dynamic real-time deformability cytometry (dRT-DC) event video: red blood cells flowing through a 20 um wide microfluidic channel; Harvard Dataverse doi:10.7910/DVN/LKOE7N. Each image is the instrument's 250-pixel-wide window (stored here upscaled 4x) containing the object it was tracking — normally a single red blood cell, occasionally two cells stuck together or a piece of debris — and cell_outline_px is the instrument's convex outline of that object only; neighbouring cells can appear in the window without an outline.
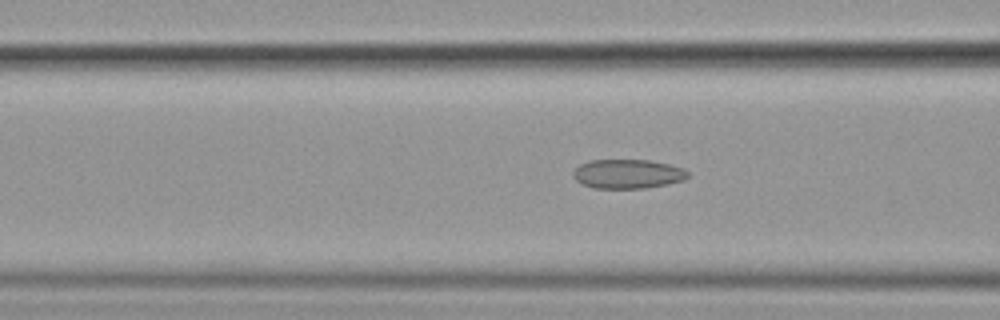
{"species": "common noctule bat (a hibernating species)", "species_latin": "Nyctalus noctula", "temperature_condition": "cold", "stored_images_in_passage": 38, "camera_frame_rate_fps": 3000, "um_per_image_px": 0.085, "animal": {"sex": "female", "body_mass_g": 19.9}, "frame": {"image": 1, "passage_image": 9, "time_ms": 2.667, "image_size_px": [1000, 320], "cell_outline_px": [[688, 176], [684, 180], [668, 184], [644, 188], [592, 188], [576, 180], [572, 176], [572, 172], [580, 164], [588, 160], [648, 160], [668, 164], [684, 168], [688, 172]], "centroid_in_image_um": [53.34, 14.78], "position_along_channel_um": 113.3, "area_um2": 19.54}}
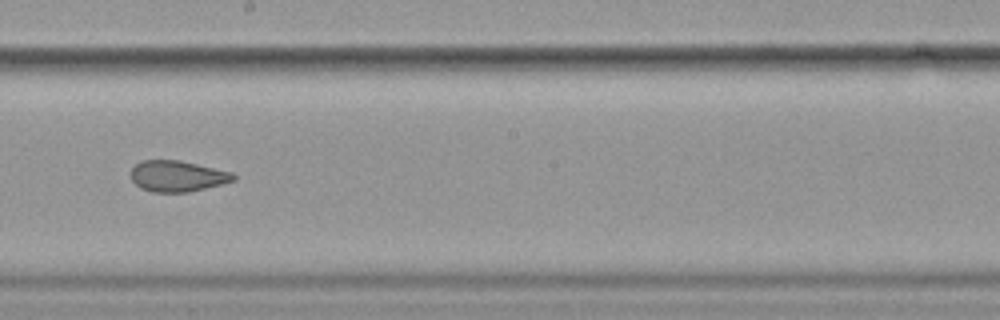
{"frame": {"image": 2, "passage_image": 19, "time_ms": 6.0, "image_size_px": [1000, 320], "cell_outline_px": [[236, 180], [188, 192], [152, 192], [140, 188], [132, 180], [132, 168], [140, 160], [180, 160], [232, 172], [236, 176]], "centroid_in_image_um": [15.07, 14.96], "position_along_channel_um": 233.1, "area_um2": 18.44}}
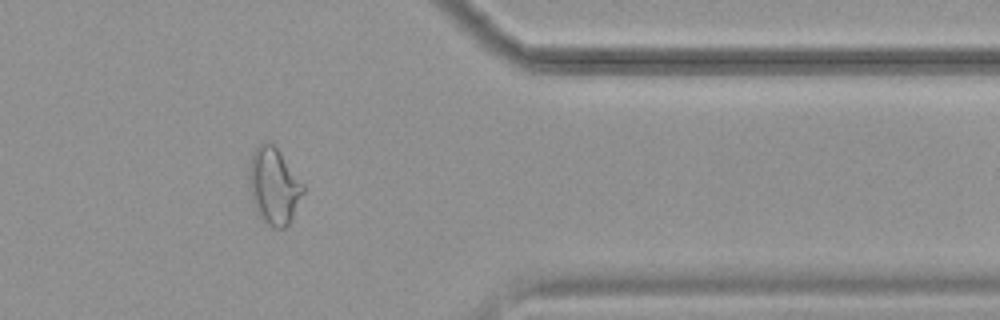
{"frame": {"image": 3, "passage_image": 33, "time_ms": 10.667, "image_size_px": [1000, 320], "cell_outline_px": [[304, 192], [288, 224], [284, 228], [276, 228], [260, 220], [256, 212], [252, 200], [248, 180], [248, 168], [252, 152], [264, 140], [272, 140], [304, 184]], "centroid_in_image_um": [23.25, 15.76], "position_along_channel_um": 388.1, "area_um2": 24.51}, "authors_computed_cell_mechanics": {"area_um2": 19.4786, "velocity_mm_per_s": 3.6004, "shape_relaxation_time_tau1_ms": null, "shape_relaxation_time_tau2_ms": 1.9869, "deformation_change_tau1": null, "deformation_change_tau2": 0.0906}}